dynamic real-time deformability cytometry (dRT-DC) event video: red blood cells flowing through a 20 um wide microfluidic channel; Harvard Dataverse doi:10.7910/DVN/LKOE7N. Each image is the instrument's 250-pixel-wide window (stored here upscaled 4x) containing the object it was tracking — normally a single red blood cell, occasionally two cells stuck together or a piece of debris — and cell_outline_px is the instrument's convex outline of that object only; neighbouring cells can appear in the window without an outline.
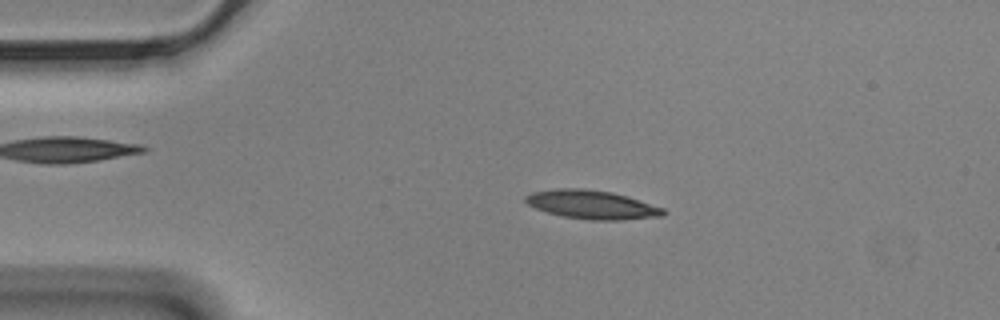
{"species": "Egyptian fruit bat (a non-hibernating species)", "species_latin": "Rousettus aegyptiacus", "temperature_condition": "cold", "stored_images_in_passage": 56, "camera_frame_rate_fps": 3000, "um_per_image_px": 0.085, "animal": {"sex": "male"}, "frame": {"image": 1, "passage_image": 11, "time_ms": 3.333, "image_size_px": [1000, 320], "cell_outline_px": [[668, 212], [664, 216], [624, 220], [588, 220], [564, 216], [548, 212], [536, 208], [528, 204], [524, 200], [524, 196], [532, 192], [556, 188], [584, 188], [612, 192], [664, 208]], "centroid_in_image_um": [50.32, 17.39], "position_along_channel_um": 34.7, "area_um2": 23.06}}
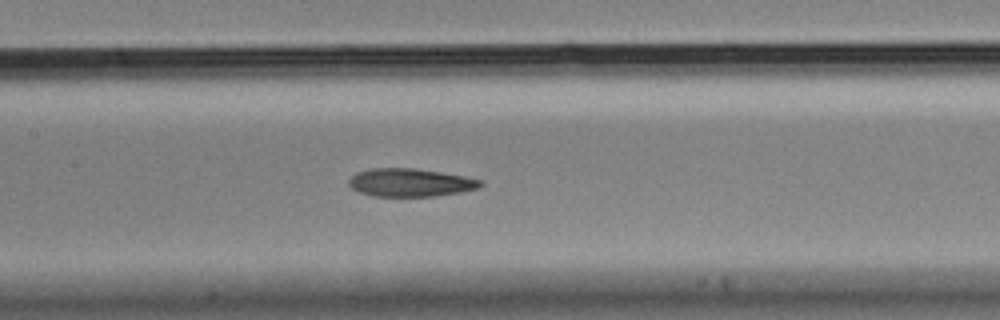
{"frame": {"image": 2, "passage_image": 26, "time_ms": 8.333, "image_size_px": [1000, 320], "cell_outline_px": [[484, 184], [476, 188], [460, 192], [436, 196], [372, 196], [360, 192], [352, 188], [348, 184], [348, 180], [356, 172], [372, 168], [412, 168], [440, 172], [464, 176], [484, 180]], "centroid_in_image_um": [34.87, 15.51], "position_along_channel_um": 172.5, "area_um2": 21.5}}
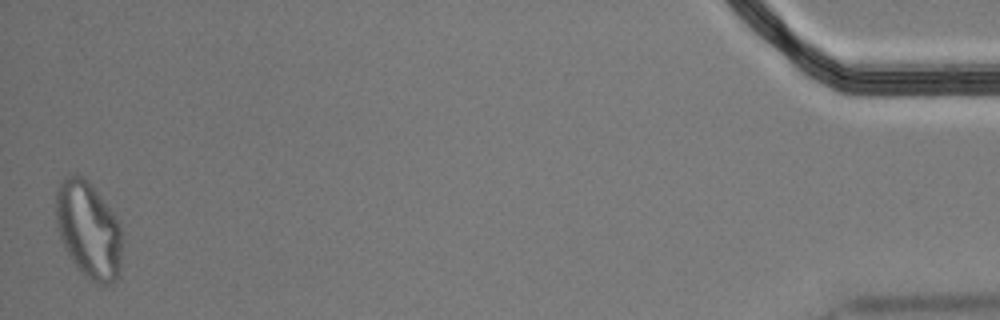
{"frame": {"image": 3, "passage_image": 56, "time_ms": 18.333, "image_size_px": [1000, 320], "cell_outline_px": [[120, 272], [116, 280], [108, 284], [96, 284], [84, 276], [76, 268], [64, 248], [56, 224], [56, 192], [60, 184], [68, 176], [76, 172], [92, 188], [112, 212], [120, 224]], "centroid_in_image_um": [7.5, 19.61], "position_along_channel_um": 427.7, "area_um2": 36.7}, "authors_computed_cell_mechanics": {"area_um2": 22.3686, "velocity_mm_per_s": 3.4783, "shape_relaxation_time_tau1_ms": null, "shape_relaxation_time_tau2_ms": 5.8408, "deformation_change_tau1": null, "deformation_change_tau2": 0.1452}}